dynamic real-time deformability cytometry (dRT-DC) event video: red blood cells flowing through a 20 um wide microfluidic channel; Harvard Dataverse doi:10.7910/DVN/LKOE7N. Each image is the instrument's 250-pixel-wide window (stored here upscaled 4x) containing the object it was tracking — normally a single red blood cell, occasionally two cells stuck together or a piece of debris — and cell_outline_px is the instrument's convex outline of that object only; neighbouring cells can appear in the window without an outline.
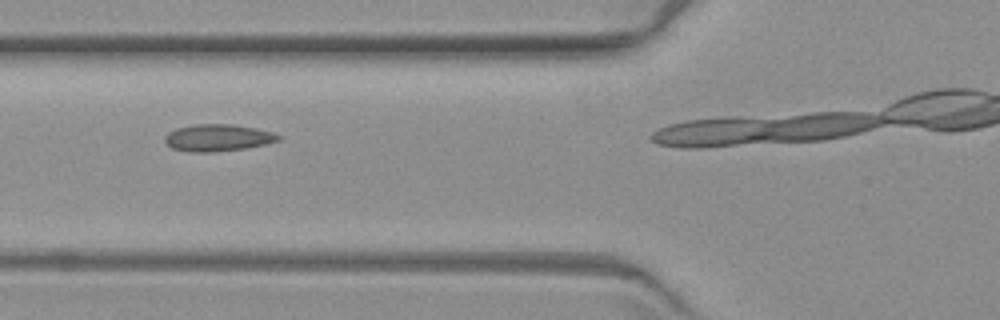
{"species": "common noctule bat (a hibernating species)", "species_latin": "Nyctalus noctula", "temperature_condition": "warm", "stored_images_in_passage": 4, "camera_frame_rate_fps": 3000, "um_per_image_px": 0.085, "animal": {"sex": "female", "body_mass_g": 19.3, "forearm_length_mm": 54.1}, "frame": {"image": 1, "passage_image": 3, "time_ms": 2.667, "image_size_px": [1000, 320], "cell_outline_px": [[280, 140], [264, 144], [244, 148], [212, 152], [188, 152], [172, 148], [164, 140], [164, 136], [168, 132], [176, 128], [192, 124], [232, 124], [256, 128], [272, 132], [280, 136]], "centroid_in_image_um": [18.47, 11.7], "position_along_channel_um": 107.3, "area_um2": 17.8}}